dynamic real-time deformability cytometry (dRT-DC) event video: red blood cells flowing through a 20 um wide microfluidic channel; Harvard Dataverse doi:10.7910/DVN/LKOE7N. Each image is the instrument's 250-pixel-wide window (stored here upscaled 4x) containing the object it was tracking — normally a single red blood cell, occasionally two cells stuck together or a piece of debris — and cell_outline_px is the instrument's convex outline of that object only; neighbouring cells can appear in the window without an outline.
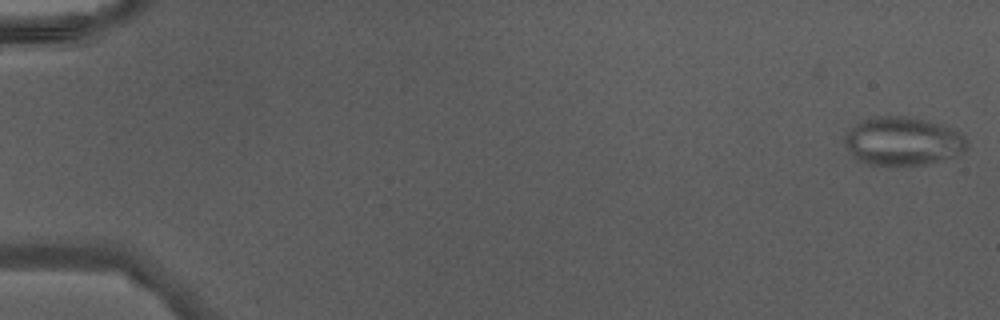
{"species": "Egyptian fruit bat (a non-hibernating species)", "species_latin": "Rousettus aegyptiacus", "temperature_condition": "warm", "stored_images_in_passage": 47, "camera_frame_rate_fps": 3000, "um_per_image_px": 0.085, "animal": {"sex": "male"}, "frame": {"image": 1, "passage_image": 1, "time_ms": 0.0, "image_size_px": [1000, 320], "cell_outline_px": [[968, 148], [952, 156], [924, 164], [868, 164], [856, 160], [844, 144], [844, 136], [848, 128], [860, 120], [872, 116], [908, 116], [936, 124], [960, 132], [968, 140]], "centroid_in_image_um": [76.66, 11.98], "position_along_channel_um": 8.3, "area_um2": 34.22}}